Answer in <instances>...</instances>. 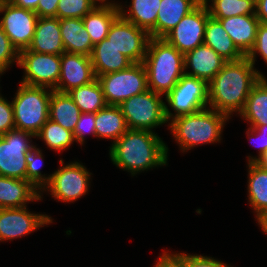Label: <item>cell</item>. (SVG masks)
I'll return each instance as SVG.
<instances>
[{"instance_id":"obj_1","label":"cell","mask_w":267,"mask_h":267,"mask_svg":"<svg viewBox=\"0 0 267 267\" xmlns=\"http://www.w3.org/2000/svg\"><path fill=\"white\" fill-rule=\"evenodd\" d=\"M263 76L244 56L237 61H227L208 83L209 107L230 117L244 109L248 95Z\"/></svg>"},{"instance_id":"obj_2","label":"cell","mask_w":267,"mask_h":267,"mask_svg":"<svg viewBox=\"0 0 267 267\" xmlns=\"http://www.w3.org/2000/svg\"><path fill=\"white\" fill-rule=\"evenodd\" d=\"M168 147L153 131L128 129L112 143L110 158L133 176L140 171L167 165Z\"/></svg>"},{"instance_id":"obj_3","label":"cell","mask_w":267,"mask_h":267,"mask_svg":"<svg viewBox=\"0 0 267 267\" xmlns=\"http://www.w3.org/2000/svg\"><path fill=\"white\" fill-rule=\"evenodd\" d=\"M148 89L167 95L185 74L184 54L164 38H150L143 60Z\"/></svg>"},{"instance_id":"obj_4","label":"cell","mask_w":267,"mask_h":267,"mask_svg":"<svg viewBox=\"0 0 267 267\" xmlns=\"http://www.w3.org/2000/svg\"><path fill=\"white\" fill-rule=\"evenodd\" d=\"M227 115L214 109H202L195 113L178 116L171 120L170 129L184 152L198 144L214 143L221 140Z\"/></svg>"},{"instance_id":"obj_5","label":"cell","mask_w":267,"mask_h":267,"mask_svg":"<svg viewBox=\"0 0 267 267\" xmlns=\"http://www.w3.org/2000/svg\"><path fill=\"white\" fill-rule=\"evenodd\" d=\"M52 89L20 83L12 100L15 129L37 135L49 119V102Z\"/></svg>"},{"instance_id":"obj_6","label":"cell","mask_w":267,"mask_h":267,"mask_svg":"<svg viewBox=\"0 0 267 267\" xmlns=\"http://www.w3.org/2000/svg\"><path fill=\"white\" fill-rule=\"evenodd\" d=\"M107 105L120 106L132 96L148 90L147 72L143 63H133L121 71L97 76Z\"/></svg>"},{"instance_id":"obj_7","label":"cell","mask_w":267,"mask_h":267,"mask_svg":"<svg viewBox=\"0 0 267 267\" xmlns=\"http://www.w3.org/2000/svg\"><path fill=\"white\" fill-rule=\"evenodd\" d=\"M160 94L147 90L125 100L120 108L127 126L132 130H147L167 123L165 116V102Z\"/></svg>"},{"instance_id":"obj_8","label":"cell","mask_w":267,"mask_h":267,"mask_svg":"<svg viewBox=\"0 0 267 267\" xmlns=\"http://www.w3.org/2000/svg\"><path fill=\"white\" fill-rule=\"evenodd\" d=\"M165 96L168 105L176 112L173 116L168 106L165 105V116L167 121H170V118L192 114L207 108L209 102L208 83L184 74Z\"/></svg>"},{"instance_id":"obj_9","label":"cell","mask_w":267,"mask_h":267,"mask_svg":"<svg viewBox=\"0 0 267 267\" xmlns=\"http://www.w3.org/2000/svg\"><path fill=\"white\" fill-rule=\"evenodd\" d=\"M18 65L24 69L22 84L54 90L60 78L61 55L38 53L30 50L19 52Z\"/></svg>"},{"instance_id":"obj_10","label":"cell","mask_w":267,"mask_h":267,"mask_svg":"<svg viewBox=\"0 0 267 267\" xmlns=\"http://www.w3.org/2000/svg\"><path fill=\"white\" fill-rule=\"evenodd\" d=\"M31 137L36 136L17 129L0 136V176L26 180L25 156L35 147Z\"/></svg>"},{"instance_id":"obj_11","label":"cell","mask_w":267,"mask_h":267,"mask_svg":"<svg viewBox=\"0 0 267 267\" xmlns=\"http://www.w3.org/2000/svg\"><path fill=\"white\" fill-rule=\"evenodd\" d=\"M0 13H4L0 24L13 46L18 52L28 49L39 18L36 12L0 0Z\"/></svg>"},{"instance_id":"obj_12","label":"cell","mask_w":267,"mask_h":267,"mask_svg":"<svg viewBox=\"0 0 267 267\" xmlns=\"http://www.w3.org/2000/svg\"><path fill=\"white\" fill-rule=\"evenodd\" d=\"M106 38L133 63H143L151 36L119 15L111 25Z\"/></svg>"},{"instance_id":"obj_13","label":"cell","mask_w":267,"mask_h":267,"mask_svg":"<svg viewBox=\"0 0 267 267\" xmlns=\"http://www.w3.org/2000/svg\"><path fill=\"white\" fill-rule=\"evenodd\" d=\"M90 174L86 167L78 162H72L50 174V181L44 189H49L52 197L58 200L73 202L87 193Z\"/></svg>"},{"instance_id":"obj_14","label":"cell","mask_w":267,"mask_h":267,"mask_svg":"<svg viewBox=\"0 0 267 267\" xmlns=\"http://www.w3.org/2000/svg\"><path fill=\"white\" fill-rule=\"evenodd\" d=\"M209 17L206 4L202 1L184 16L164 39L183 54L194 50L204 44L205 26Z\"/></svg>"},{"instance_id":"obj_15","label":"cell","mask_w":267,"mask_h":267,"mask_svg":"<svg viewBox=\"0 0 267 267\" xmlns=\"http://www.w3.org/2000/svg\"><path fill=\"white\" fill-rule=\"evenodd\" d=\"M52 223L51 217L20 208L0 209V241L12 240L30 234L41 226Z\"/></svg>"},{"instance_id":"obj_16","label":"cell","mask_w":267,"mask_h":267,"mask_svg":"<svg viewBox=\"0 0 267 267\" xmlns=\"http://www.w3.org/2000/svg\"><path fill=\"white\" fill-rule=\"evenodd\" d=\"M96 78L90 56L64 52L61 54L60 78L54 90L68 93Z\"/></svg>"},{"instance_id":"obj_17","label":"cell","mask_w":267,"mask_h":267,"mask_svg":"<svg viewBox=\"0 0 267 267\" xmlns=\"http://www.w3.org/2000/svg\"><path fill=\"white\" fill-rule=\"evenodd\" d=\"M226 62L222 56L205 44L184 54V70L192 69L191 72H185V74L202 79L207 83L223 68Z\"/></svg>"},{"instance_id":"obj_18","label":"cell","mask_w":267,"mask_h":267,"mask_svg":"<svg viewBox=\"0 0 267 267\" xmlns=\"http://www.w3.org/2000/svg\"><path fill=\"white\" fill-rule=\"evenodd\" d=\"M33 52L61 55L65 52L57 17H39L28 49Z\"/></svg>"},{"instance_id":"obj_19","label":"cell","mask_w":267,"mask_h":267,"mask_svg":"<svg viewBox=\"0 0 267 267\" xmlns=\"http://www.w3.org/2000/svg\"><path fill=\"white\" fill-rule=\"evenodd\" d=\"M219 20L237 49L247 56L255 44L259 19L256 15H239Z\"/></svg>"},{"instance_id":"obj_20","label":"cell","mask_w":267,"mask_h":267,"mask_svg":"<svg viewBox=\"0 0 267 267\" xmlns=\"http://www.w3.org/2000/svg\"><path fill=\"white\" fill-rule=\"evenodd\" d=\"M39 194L29 180L0 176V209L24 207L27 201L40 200Z\"/></svg>"},{"instance_id":"obj_21","label":"cell","mask_w":267,"mask_h":267,"mask_svg":"<svg viewBox=\"0 0 267 267\" xmlns=\"http://www.w3.org/2000/svg\"><path fill=\"white\" fill-rule=\"evenodd\" d=\"M202 0H161L155 25V38H164Z\"/></svg>"},{"instance_id":"obj_22","label":"cell","mask_w":267,"mask_h":267,"mask_svg":"<svg viewBox=\"0 0 267 267\" xmlns=\"http://www.w3.org/2000/svg\"><path fill=\"white\" fill-rule=\"evenodd\" d=\"M90 57L96 77L121 71L133 64V62L119 52L107 38L94 45Z\"/></svg>"},{"instance_id":"obj_23","label":"cell","mask_w":267,"mask_h":267,"mask_svg":"<svg viewBox=\"0 0 267 267\" xmlns=\"http://www.w3.org/2000/svg\"><path fill=\"white\" fill-rule=\"evenodd\" d=\"M60 33L65 52L91 56L94 45L80 18L60 19Z\"/></svg>"},{"instance_id":"obj_24","label":"cell","mask_w":267,"mask_h":267,"mask_svg":"<svg viewBox=\"0 0 267 267\" xmlns=\"http://www.w3.org/2000/svg\"><path fill=\"white\" fill-rule=\"evenodd\" d=\"M120 15L117 5H97L83 18L84 29L89 33L93 45L101 42L108 35L115 19Z\"/></svg>"},{"instance_id":"obj_25","label":"cell","mask_w":267,"mask_h":267,"mask_svg":"<svg viewBox=\"0 0 267 267\" xmlns=\"http://www.w3.org/2000/svg\"><path fill=\"white\" fill-rule=\"evenodd\" d=\"M204 44L211 47L226 61H237L244 55L237 49L221 22L209 17L205 26Z\"/></svg>"},{"instance_id":"obj_26","label":"cell","mask_w":267,"mask_h":267,"mask_svg":"<svg viewBox=\"0 0 267 267\" xmlns=\"http://www.w3.org/2000/svg\"><path fill=\"white\" fill-rule=\"evenodd\" d=\"M248 166V198L259 222L267 213V169L256 162Z\"/></svg>"},{"instance_id":"obj_27","label":"cell","mask_w":267,"mask_h":267,"mask_svg":"<svg viewBox=\"0 0 267 267\" xmlns=\"http://www.w3.org/2000/svg\"><path fill=\"white\" fill-rule=\"evenodd\" d=\"M128 129L120 106L106 105L95 113L96 137L113 139L115 142Z\"/></svg>"},{"instance_id":"obj_28","label":"cell","mask_w":267,"mask_h":267,"mask_svg":"<svg viewBox=\"0 0 267 267\" xmlns=\"http://www.w3.org/2000/svg\"><path fill=\"white\" fill-rule=\"evenodd\" d=\"M81 115L80 109L75 105L68 93L52 91L49 102V119L64 129L74 132Z\"/></svg>"},{"instance_id":"obj_29","label":"cell","mask_w":267,"mask_h":267,"mask_svg":"<svg viewBox=\"0 0 267 267\" xmlns=\"http://www.w3.org/2000/svg\"><path fill=\"white\" fill-rule=\"evenodd\" d=\"M160 2L161 0H132L128 15L122 9V5L118 7L120 15L124 19L147 31L152 38H155V25Z\"/></svg>"},{"instance_id":"obj_30","label":"cell","mask_w":267,"mask_h":267,"mask_svg":"<svg viewBox=\"0 0 267 267\" xmlns=\"http://www.w3.org/2000/svg\"><path fill=\"white\" fill-rule=\"evenodd\" d=\"M240 115L251 126L267 125V80L264 76L252 88Z\"/></svg>"},{"instance_id":"obj_31","label":"cell","mask_w":267,"mask_h":267,"mask_svg":"<svg viewBox=\"0 0 267 267\" xmlns=\"http://www.w3.org/2000/svg\"><path fill=\"white\" fill-rule=\"evenodd\" d=\"M68 95L73 99L81 113H97L107 105L97 78L88 84L72 89Z\"/></svg>"},{"instance_id":"obj_32","label":"cell","mask_w":267,"mask_h":267,"mask_svg":"<svg viewBox=\"0 0 267 267\" xmlns=\"http://www.w3.org/2000/svg\"><path fill=\"white\" fill-rule=\"evenodd\" d=\"M208 9L209 16L214 19H224L239 15H255V0H202Z\"/></svg>"},{"instance_id":"obj_33","label":"cell","mask_w":267,"mask_h":267,"mask_svg":"<svg viewBox=\"0 0 267 267\" xmlns=\"http://www.w3.org/2000/svg\"><path fill=\"white\" fill-rule=\"evenodd\" d=\"M36 137L43 139L49 148L59 152L67 149L75 141L73 132L50 119L42 126Z\"/></svg>"},{"instance_id":"obj_34","label":"cell","mask_w":267,"mask_h":267,"mask_svg":"<svg viewBox=\"0 0 267 267\" xmlns=\"http://www.w3.org/2000/svg\"><path fill=\"white\" fill-rule=\"evenodd\" d=\"M27 168H26V180H29L38 190H44L45 185L50 181L51 176L45 177L39 170L43 160L42 152L38 148L33 147L29 150L25 156ZM43 187V188H42Z\"/></svg>"},{"instance_id":"obj_35","label":"cell","mask_w":267,"mask_h":267,"mask_svg":"<svg viewBox=\"0 0 267 267\" xmlns=\"http://www.w3.org/2000/svg\"><path fill=\"white\" fill-rule=\"evenodd\" d=\"M96 6L97 3L94 0H59L56 17L59 20L63 18L82 19Z\"/></svg>"},{"instance_id":"obj_36","label":"cell","mask_w":267,"mask_h":267,"mask_svg":"<svg viewBox=\"0 0 267 267\" xmlns=\"http://www.w3.org/2000/svg\"><path fill=\"white\" fill-rule=\"evenodd\" d=\"M15 60L18 64L19 52L10 42L0 24V74L2 75Z\"/></svg>"},{"instance_id":"obj_37","label":"cell","mask_w":267,"mask_h":267,"mask_svg":"<svg viewBox=\"0 0 267 267\" xmlns=\"http://www.w3.org/2000/svg\"><path fill=\"white\" fill-rule=\"evenodd\" d=\"M89 132L96 137L95 113H81L73 132L75 141L83 144L84 135Z\"/></svg>"},{"instance_id":"obj_38","label":"cell","mask_w":267,"mask_h":267,"mask_svg":"<svg viewBox=\"0 0 267 267\" xmlns=\"http://www.w3.org/2000/svg\"><path fill=\"white\" fill-rule=\"evenodd\" d=\"M257 53H260L267 63V24L264 23H259L255 44L246 56L253 65L255 64Z\"/></svg>"},{"instance_id":"obj_39","label":"cell","mask_w":267,"mask_h":267,"mask_svg":"<svg viewBox=\"0 0 267 267\" xmlns=\"http://www.w3.org/2000/svg\"><path fill=\"white\" fill-rule=\"evenodd\" d=\"M14 129L15 125L12 103L0 96V136Z\"/></svg>"},{"instance_id":"obj_40","label":"cell","mask_w":267,"mask_h":267,"mask_svg":"<svg viewBox=\"0 0 267 267\" xmlns=\"http://www.w3.org/2000/svg\"><path fill=\"white\" fill-rule=\"evenodd\" d=\"M184 267H229L219 260L202 255H190L184 253Z\"/></svg>"},{"instance_id":"obj_41","label":"cell","mask_w":267,"mask_h":267,"mask_svg":"<svg viewBox=\"0 0 267 267\" xmlns=\"http://www.w3.org/2000/svg\"><path fill=\"white\" fill-rule=\"evenodd\" d=\"M246 133H247L248 136H251V137H248L249 139L250 138H256L257 136L260 139H262V140H259L260 142L258 141L260 143V144L258 143V146H259V156H258V158H256V157L253 158V157L249 156L248 162H256L267 151V125L251 126L248 129V132H246ZM253 134H257V135H255L256 137H253ZM249 141H251V139Z\"/></svg>"},{"instance_id":"obj_42","label":"cell","mask_w":267,"mask_h":267,"mask_svg":"<svg viewBox=\"0 0 267 267\" xmlns=\"http://www.w3.org/2000/svg\"><path fill=\"white\" fill-rule=\"evenodd\" d=\"M154 267H184V253L170 254L164 252Z\"/></svg>"},{"instance_id":"obj_43","label":"cell","mask_w":267,"mask_h":267,"mask_svg":"<svg viewBox=\"0 0 267 267\" xmlns=\"http://www.w3.org/2000/svg\"><path fill=\"white\" fill-rule=\"evenodd\" d=\"M59 0H39L35 10L38 17H56Z\"/></svg>"},{"instance_id":"obj_44","label":"cell","mask_w":267,"mask_h":267,"mask_svg":"<svg viewBox=\"0 0 267 267\" xmlns=\"http://www.w3.org/2000/svg\"><path fill=\"white\" fill-rule=\"evenodd\" d=\"M255 15L260 23L267 24V0H255Z\"/></svg>"},{"instance_id":"obj_45","label":"cell","mask_w":267,"mask_h":267,"mask_svg":"<svg viewBox=\"0 0 267 267\" xmlns=\"http://www.w3.org/2000/svg\"><path fill=\"white\" fill-rule=\"evenodd\" d=\"M10 3L24 9L35 11L38 6L39 0H8Z\"/></svg>"},{"instance_id":"obj_46","label":"cell","mask_w":267,"mask_h":267,"mask_svg":"<svg viewBox=\"0 0 267 267\" xmlns=\"http://www.w3.org/2000/svg\"><path fill=\"white\" fill-rule=\"evenodd\" d=\"M261 167L267 169V151L256 161Z\"/></svg>"},{"instance_id":"obj_47","label":"cell","mask_w":267,"mask_h":267,"mask_svg":"<svg viewBox=\"0 0 267 267\" xmlns=\"http://www.w3.org/2000/svg\"><path fill=\"white\" fill-rule=\"evenodd\" d=\"M258 223L262 227V230L267 234V213Z\"/></svg>"},{"instance_id":"obj_48","label":"cell","mask_w":267,"mask_h":267,"mask_svg":"<svg viewBox=\"0 0 267 267\" xmlns=\"http://www.w3.org/2000/svg\"><path fill=\"white\" fill-rule=\"evenodd\" d=\"M94 1H95L96 3L99 2V1H100L101 3L103 2L104 5H117V6H119L118 4H115V3L106 2V0H94Z\"/></svg>"}]
</instances>
